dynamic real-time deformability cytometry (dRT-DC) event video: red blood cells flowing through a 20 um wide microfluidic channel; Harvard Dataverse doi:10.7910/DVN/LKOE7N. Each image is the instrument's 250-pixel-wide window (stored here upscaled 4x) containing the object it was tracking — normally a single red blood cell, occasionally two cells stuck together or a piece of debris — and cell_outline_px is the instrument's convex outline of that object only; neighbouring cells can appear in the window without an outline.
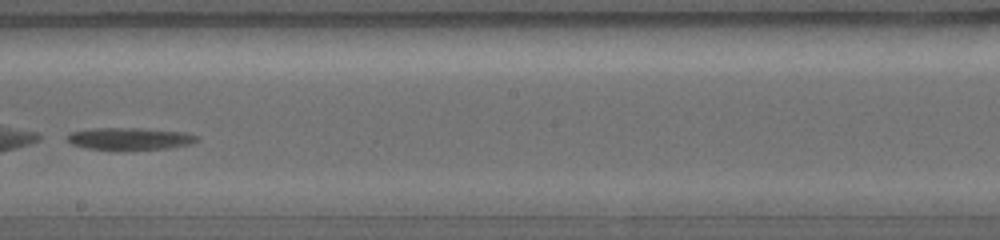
{"species": "common noctule bat (a hibernating species)", "species_latin": "Nyctalus noctula", "temperature_condition": "warm", "stored_images_in_passage": 7, "camera_frame_rate_fps": 5000, "um_per_image_px": 0.085, "animal": {"sex": "female", "body_mass_g": 19.0, "forearm_length_mm": 56.7}, "frame": {"image": 1, "passage_image": 7, "time_ms": 3.4, "image_size_px": [1000, 240], "cell_outline_px": [[200, 140], [188, 144], [172, 148], [88, 148], [72, 144], [64, 136], [72, 132], [92, 128], [140, 128], [184, 132], [200, 136]], "centroid_in_image_um": [11.06, 11.76], "position_along_channel_um": 237.1, "area_um2": 16.24}}